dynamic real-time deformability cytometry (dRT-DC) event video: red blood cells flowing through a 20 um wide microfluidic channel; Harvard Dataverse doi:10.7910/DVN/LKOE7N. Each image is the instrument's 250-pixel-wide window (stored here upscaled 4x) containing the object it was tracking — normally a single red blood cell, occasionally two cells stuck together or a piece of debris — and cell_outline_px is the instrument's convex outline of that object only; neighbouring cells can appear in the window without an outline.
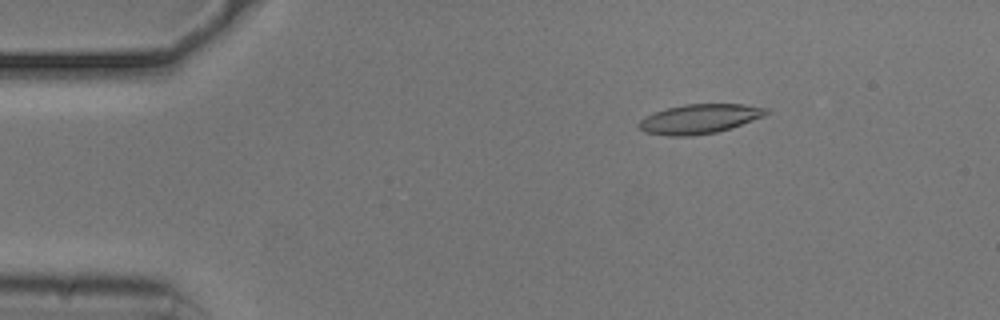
{"species": "common noctule bat (a hibernating species)", "species_latin": "Nyctalus noctula", "temperature_condition": "cold", "stored_images_in_passage": 51, "camera_frame_rate_fps": 3000, "um_per_image_px": 0.085, "animal": {"sex": "male", "body_mass_g": 20.5, "forearm_length_mm": 52.5}, "frame": {"image": 1, "passage_image": 5, "time_ms": 1.333, "image_size_px": [1000, 320], "cell_outline_px": [[768, 112], [764, 116], [716, 132], [692, 136], [668, 136], [644, 132], [636, 124], [640, 120], [656, 112], [668, 108], [684, 104], [744, 104], [768, 108]], "centroid_in_image_um": [59.43, 10.1], "position_along_channel_um": 25.6, "area_um2": 21.56}}
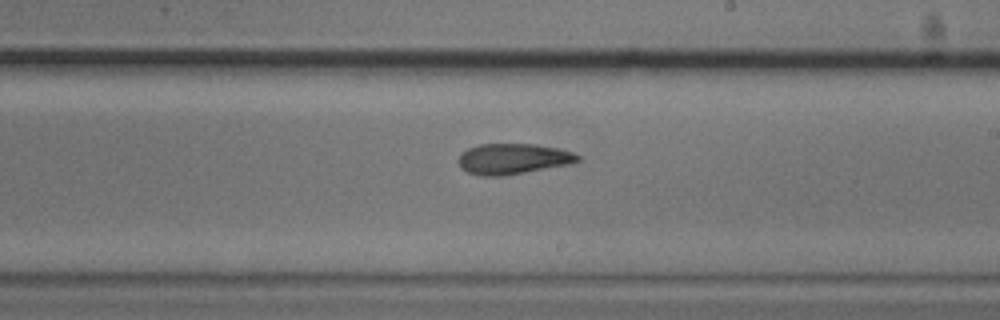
{"frame": {"image": 2, "passage_image": 28, "time_ms": 9.0, "image_size_px": [1000, 320], "cell_outline_px": [[580, 160], [568, 164], [504, 176], [480, 176], [468, 172], [460, 168], [460, 152], [468, 148], [480, 144], [536, 144], [560, 148], [572, 152], [580, 156]], "centroid_in_image_um": [43.59, 13.5], "position_along_channel_um": 245.4, "area_um2": 21.27}}
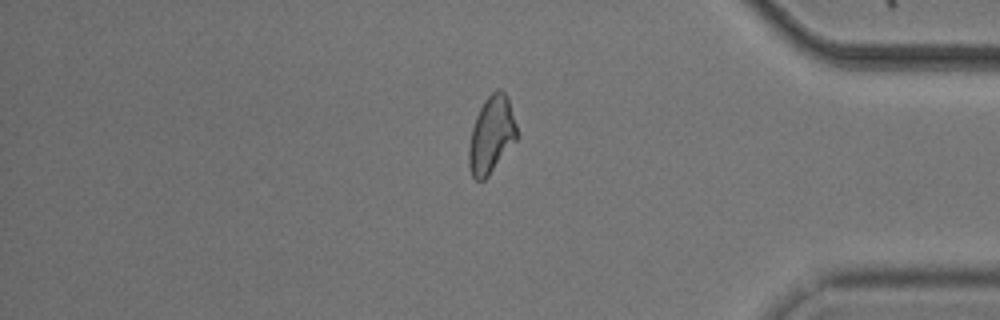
{"frame": {"image": 3, "passage_image": 42, "time_ms": 13.667, "image_size_px": [1000, 320], "cell_outline_px": [[520, 136], [488, 176], [484, 180], [476, 180], [472, 176], [468, 164], [468, 148], [472, 128], [476, 116], [484, 100], [496, 88], [500, 88], [508, 96]], "centroid_in_image_um": [41.79, 11.44], "position_along_channel_um": 393.4, "area_um2": 21.85}, "authors_computed_cell_mechanics": {"area_um2": 21.675, "velocity_mm_per_s": 3.7139, "shape_relaxation_time_tau1_ms": 4.6222, "shape_relaxation_time_tau2_ms": 2.4163, "deformation_change_tau1": 0.1207, "deformation_change_tau2": 0.0902}}